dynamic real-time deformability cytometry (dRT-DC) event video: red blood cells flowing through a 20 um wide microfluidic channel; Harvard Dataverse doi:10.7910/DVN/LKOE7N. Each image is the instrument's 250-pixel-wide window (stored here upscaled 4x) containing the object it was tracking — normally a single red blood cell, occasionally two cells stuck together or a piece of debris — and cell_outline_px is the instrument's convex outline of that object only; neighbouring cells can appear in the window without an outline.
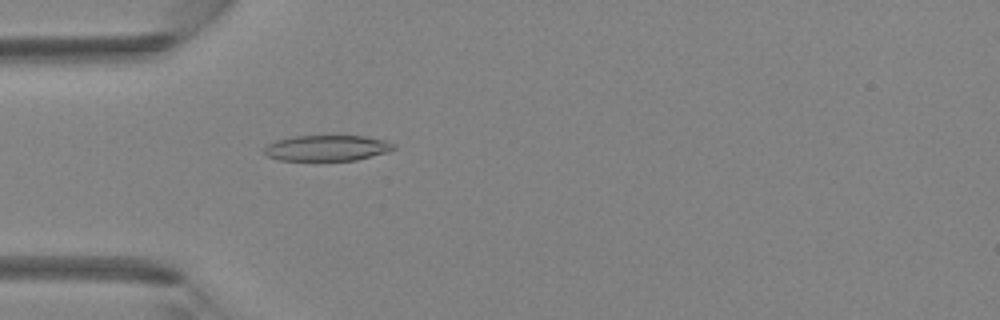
{"species": "Egyptian fruit bat (a non-hibernating species)", "species_latin": "Rousettus aegyptiacus", "temperature_condition": "room temperature", "stored_images_in_passage": 45, "camera_frame_rate_fps": 3000, "um_per_image_px": 0.085, "animal": {"sex": "female"}, "frame": {"image": 1, "passage_image": 14, "time_ms": 4.333, "image_size_px": [1000, 320], "cell_outline_px": [[396, 148], [388, 152], [356, 160], [280, 160], [268, 156], [264, 152], [264, 148], [268, 144], [276, 140], [296, 136], [364, 136], [388, 140], [396, 144]], "centroid_in_image_um": [27.85, 12.58], "position_along_channel_um": 57.1, "area_um2": 19.42}}
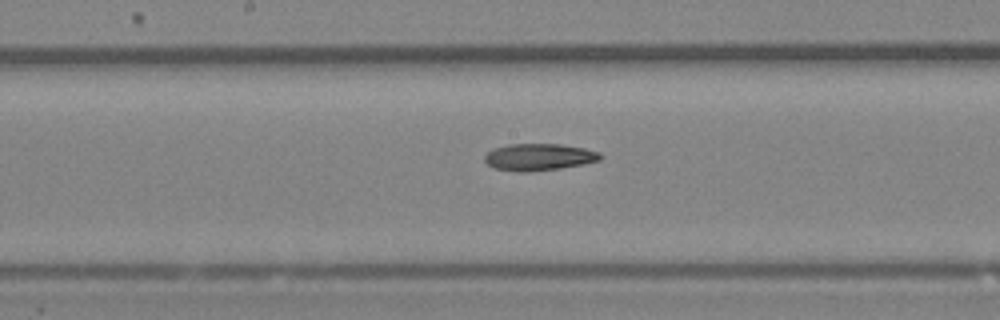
{"frame": {"image": 2, "passage_image": 24, "time_ms": 7.667, "image_size_px": [1000, 320], "cell_outline_px": [[604, 156], [600, 160], [584, 164], [560, 168], [528, 172], [516, 172], [496, 168], [488, 164], [484, 160], [484, 156], [492, 148], [508, 144], [560, 144], [584, 148], [600, 152]], "centroid_in_image_um": [45.82, 13.34], "position_along_channel_um": 202.4, "area_um2": 18.26}}
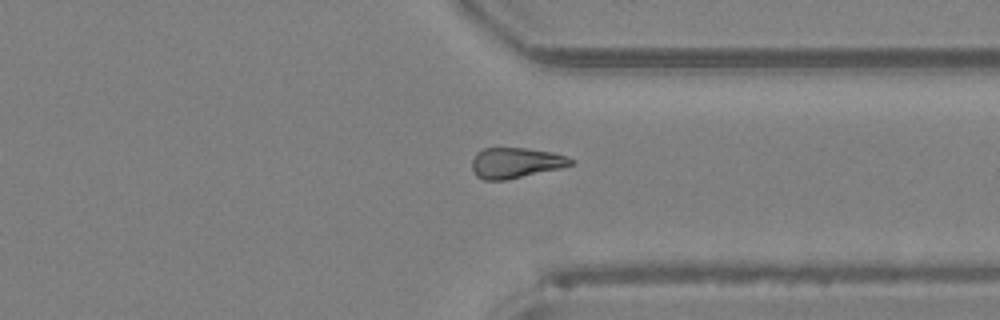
{"frame": {"image": 3, "passage_image": 35, "time_ms": 11.333, "image_size_px": [1000, 320], "cell_outline_px": [[576, 160], [572, 164], [560, 168], [508, 180], [484, 180], [476, 176], [472, 168], [472, 160], [476, 152], [484, 148], [524, 148], [552, 152]], "centroid_in_image_um": [43.81, 13.85], "position_along_channel_um": 367.6, "area_um2": 17.57}}